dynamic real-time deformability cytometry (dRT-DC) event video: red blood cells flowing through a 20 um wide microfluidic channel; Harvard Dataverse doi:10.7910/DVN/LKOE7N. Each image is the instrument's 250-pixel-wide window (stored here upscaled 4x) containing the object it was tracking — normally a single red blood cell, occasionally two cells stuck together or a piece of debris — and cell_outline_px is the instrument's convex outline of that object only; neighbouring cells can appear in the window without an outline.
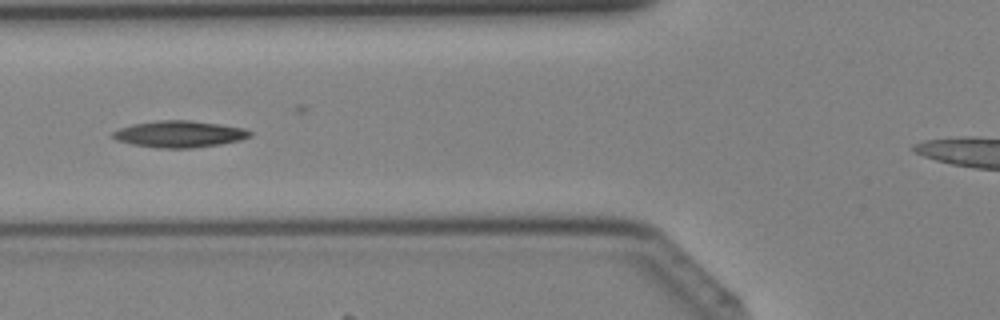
{"species": "Egyptian fruit bat (a non-hibernating species)", "species_latin": "Rousettus aegyptiacus", "temperature_condition": "cold", "stored_images_in_passage": 3, "camera_frame_rate_fps": 3000, "um_per_image_px": 0.085, "animal": {"sex": "female"}, "frame": {"image": 1, "passage_image": 3, "time_ms": 0.667, "image_size_px": [1000, 320], "cell_outline_px": [[252, 136], [240, 140], [220, 144], [192, 148], [160, 148], [132, 144], [116, 140], [112, 136], [112, 132], [120, 128], [132, 124], [160, 120], [188, 120], [220, 124], [244, 128], [252, 132]], "centroid_in_image_um": [15.26, 11.39], "position_along_channel_um": 110.5, "area_um2": 21.21}}